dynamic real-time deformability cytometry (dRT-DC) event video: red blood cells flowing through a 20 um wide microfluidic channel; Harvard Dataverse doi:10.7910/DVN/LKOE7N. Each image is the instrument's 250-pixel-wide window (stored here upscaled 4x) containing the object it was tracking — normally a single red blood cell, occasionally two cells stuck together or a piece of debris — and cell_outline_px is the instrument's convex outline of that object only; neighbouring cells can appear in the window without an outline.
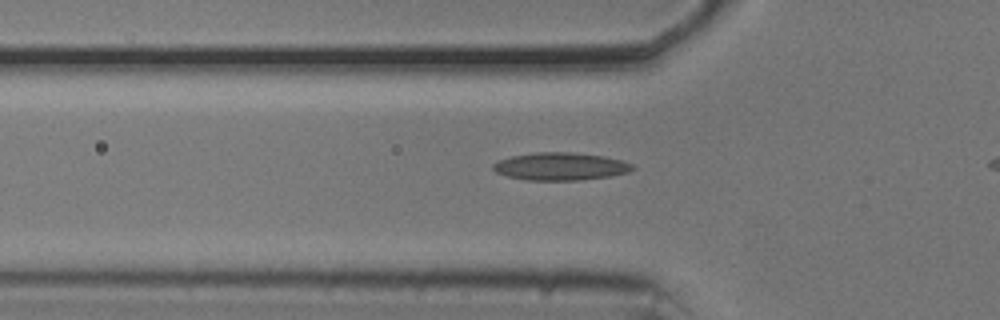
{"species": "common noctule bat (a hibernating species)", "species_latin": "Nyctalus noctula", "temperature_condition": "cold", "stored_images_in_passage": 31, "camera_frame_rate_fps": 3000, "um_per_image_px": 0.085, "animal": {"sex": "male", "body_mass_g": 20.5, "forearm_length_mm": 52.5}, "frame": {"image": 1, "passage_image": 2, "time_ms": 0.333, "image_size_px": [1000, 320], "cell_outline_px": [[636, 168], [628, 172], [612, 176], [580, 180], [524, 180], [508, 176], [496, 172], [492, 168], [492, 164], [500, 160], [512, 156], [536, 152], [572, 152], [604, 156], [620, 160], [632, 164]], "centroid_in_image_um": [47.65, 14.15], "position_along_channel_um": 78.1, "area_um2": 22.48}}
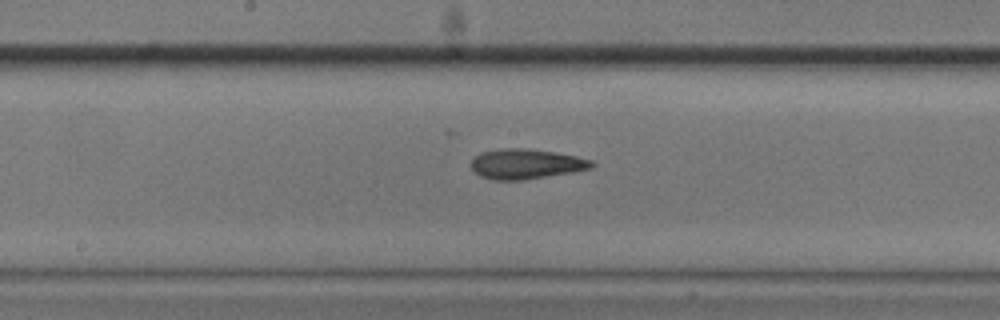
{"frame": {"image": 2, "passage_image": 12, "time_ms": 3.667, "image_size_px": [1000, 320], "cell_outline_px": [[596, 164], [592, 168], [572, 172], [524, 180], [492, 180], [480, 176], [472, 168], [472, 160], [480, 152], [504, 148], [524, 148], [552, 152], [576, 156], [592, 160]], "centroid_in_image_um": [44.72, 13.94], "position_along_channel_um": 203.5, "area_um2": 20.98}}
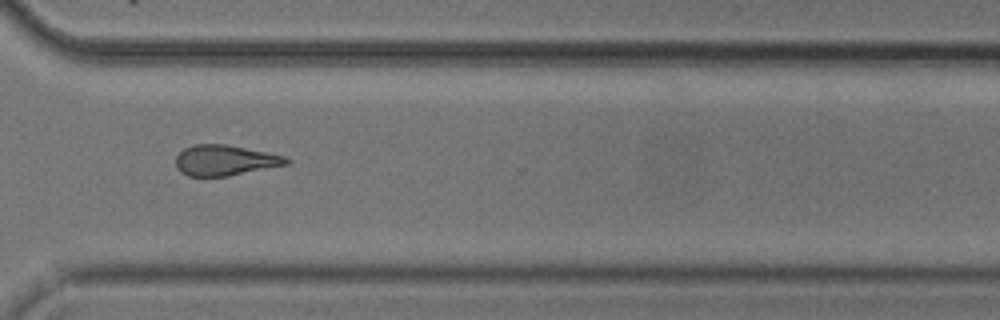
{"frame": {"image": 3, "passage_image": 24, "time_ms": 7.667, "image_size_px": [1000, 320], "cell_outline_px": [[292, 164], [228, 176], [188, 176], [180, 172], [176, 168], [176, 156], [184, 148], [192, 144], [228, 144], [284, 156], [292, 160]], "centroid_in_image_um": [19.14, 13.63], "position_along_channel_um": 351.5, "area_um2": 19.94}}